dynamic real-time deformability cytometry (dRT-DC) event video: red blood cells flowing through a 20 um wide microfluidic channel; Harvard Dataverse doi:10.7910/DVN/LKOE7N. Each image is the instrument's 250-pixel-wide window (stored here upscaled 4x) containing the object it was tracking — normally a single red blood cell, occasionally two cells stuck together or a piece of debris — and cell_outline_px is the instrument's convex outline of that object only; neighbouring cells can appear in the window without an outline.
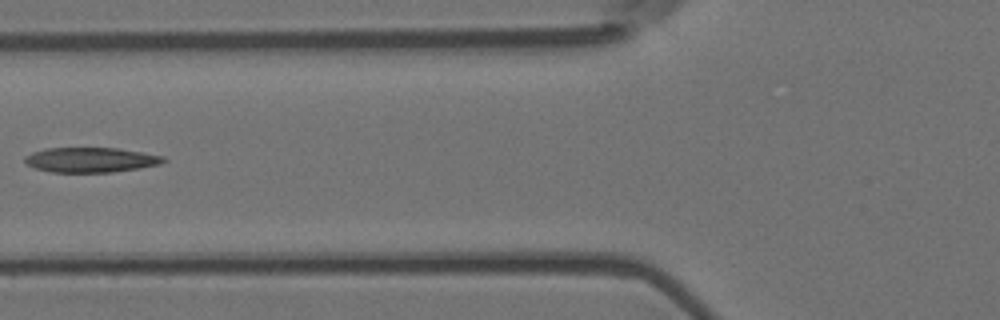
{"species": "Egyptian fruit bat (a non-hibernating species)", "species_latin": "Rousettus aegyptiacus", "temperature_condition": "room temperature", "stored_images_in_passage": 7, "camera_frame_rate_fps": 3000, "um_per_image_px": 0.085, "animal": {"sex": "female"}, "frame": {"image": 1, "passage_image": 6, "time_ms": 1.667, "image_size_px": [1000, 320], "cell_outline_px": [[168, 160], [160, 164], [140, 168], [112, 172], [52, 172], [36, 168], [28, 164], [24, 160], [24, 156], [32, 152], [44, 148], [120, 148], [144, 152], [164, 156]], "centroid_in_image_um": [7.75, 13.58], "position_along_channel_um": 118.0, "area_um2": 20.23}}
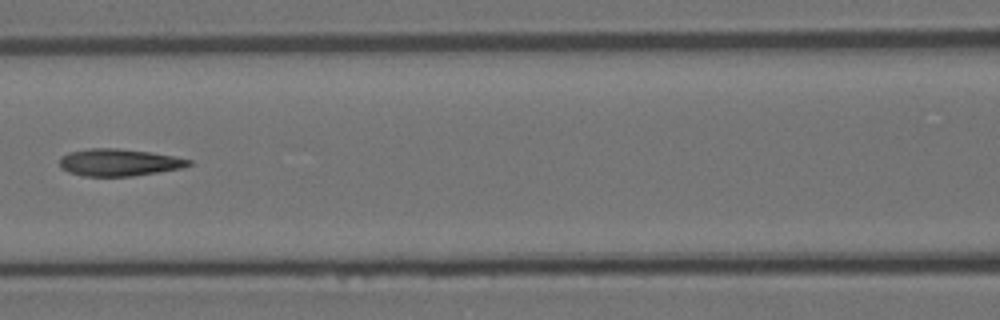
{"frame": {"image": 2, "passage_image": 7, "time_ms": 2.0, "image_size_px": [1000, 320], "cell_outline_px": [[192, 164], [180, 168], [132, 176], [84, 176], [68, 172], [60, 168], [60, 156], [68, 152], [88, 148], [116, 148], [148, 152], [172, 156], [192, 160]], "centroid_in_image_um": [10.05, 13.8], "position_along_channel_um": 156.6, "area_um2": 20.29}}